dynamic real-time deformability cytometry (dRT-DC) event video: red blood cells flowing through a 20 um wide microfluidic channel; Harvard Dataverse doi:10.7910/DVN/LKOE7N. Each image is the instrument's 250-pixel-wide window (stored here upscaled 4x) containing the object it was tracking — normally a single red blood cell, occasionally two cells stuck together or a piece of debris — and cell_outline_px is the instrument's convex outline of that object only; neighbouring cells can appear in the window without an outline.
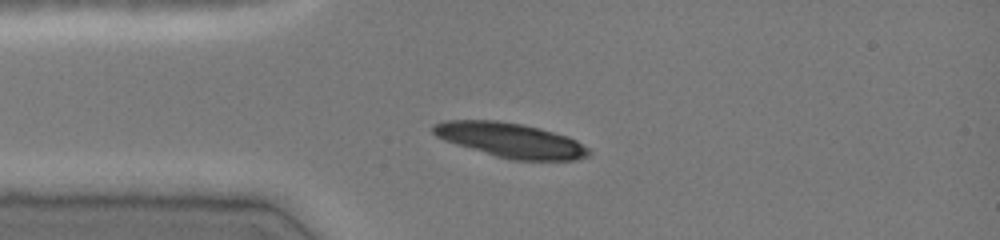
{"species": "common noctule bat (a hibernating species)", "species_latin": "Nyctalus noctula", "temperature_condition": "cold", "stored_images_in_passage": 7, "camera_frame_rate_fps": 3000, "um_per_image_px": 0.085, "animal": {"sex": "female", "body_mass_g": 19.0, "forearm_length_mm": 51.5}, "frame": {"image": 1, "passage_image": 1, "time_ms": 0.0, "image_size_px": [1000, 240], "cell_outline_px": [[592, 152], [588, 156], [576, 160], [512, 160], [496, 156], [456, 144], [444, 140], [436, 136], [432, 132], [432, 124], [444, 120], [496, 120], [524, 124], [540, 128], [568, 136], [576, 140], [588, 148]], "centroid_in_image_um": [43.4, 11.91], "position_along_channel_um": 41.6, "area_um2": 31.5}}